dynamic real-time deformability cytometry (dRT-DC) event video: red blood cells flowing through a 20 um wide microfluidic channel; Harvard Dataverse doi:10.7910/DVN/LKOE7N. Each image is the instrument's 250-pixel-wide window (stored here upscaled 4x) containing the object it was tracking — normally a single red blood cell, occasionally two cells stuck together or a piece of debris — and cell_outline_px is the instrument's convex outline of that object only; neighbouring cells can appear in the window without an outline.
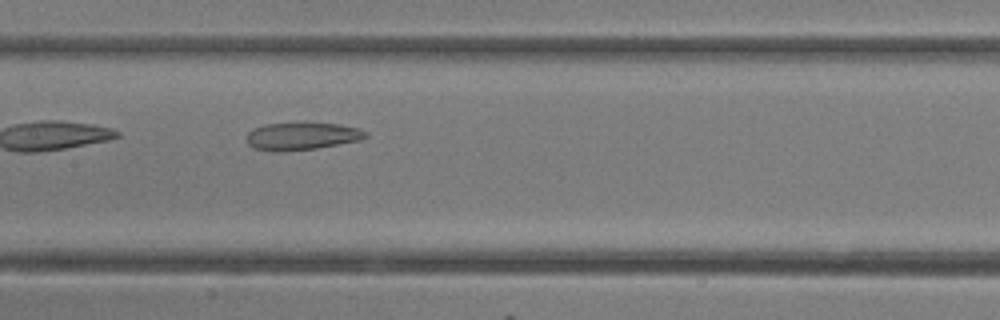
{"species": "common noctule bat (a hibernating species)", "species_latin": "Nyctalus noctula", "temperature_condition": "room temperature", "stored_images_in_passage": 15, "camera_frame_rate_fps": 3000, "um_per_image_px": 0.085, "animal": {"sex": "female"}, "frame": {"image": 1, "passage_image": 15, "time_ms": 4.667, "image_size_px": [1000, 320], "cell_outline_px": [[368, 136], [360, 140], [316, 148], [284, 152], [272, 152], [252, 148], [248, 144], [248, 132], [264, 124], [340, 124], [360, 128], [368, 132]], "centroid_in_image_um": [25.67, 11.6], "position_along_channel_um": 181.7, "area_um2": 18.9}}